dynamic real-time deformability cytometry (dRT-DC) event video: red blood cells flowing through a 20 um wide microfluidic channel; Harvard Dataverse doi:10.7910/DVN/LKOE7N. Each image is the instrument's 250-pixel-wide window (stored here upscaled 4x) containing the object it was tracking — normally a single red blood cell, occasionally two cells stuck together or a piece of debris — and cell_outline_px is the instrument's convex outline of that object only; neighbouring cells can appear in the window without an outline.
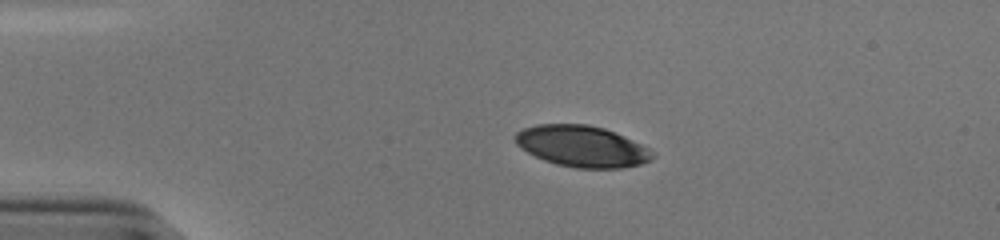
{"species": "human", "species_latin": "Homo sapiens", "temperature_condition": "cold", "stored_images_in_passage": 43, "camera_frame_rate_fps": 3000, "um_per_image_px": 0.085, "donor": {"sex": "male"}, "frame": {"image": 1, "passage_image": 1, "time_ms": 0.0, "image_size_px": [1000, 240], "cell_outline_px": [[656, 156], [652, 160], [640, 164], [620, 168], [576, 168], [556, 164], [544, 160], [520, 148], [512, 140], [512, 136], [516, 132], [524, 128], [536, 124], [588, 124], [604, 128], [624, 136], [648, 148]], "centroid_in_image_um": [49.43, 12.43], "position_along_channel_um": 35.6, "area_um2": 33.12}}
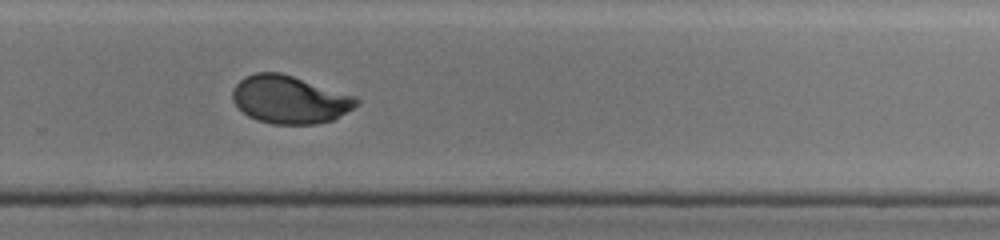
{"frame": {"image": 2, "passage_image": 26, "time_ms": 8.333, "image_size_px": [1000, 240], "cell_outline_px": [[360, 104], [332, 120], [316, 124], [272, 124], [256, 120], [248, 116], [232, 100], [232, 92], [236, 84], [244, 76], [256, 72], [280, 72], [356, 96], [360, 100]], "centroid_in_image_um": [24.62, 8.46], "position_along_channel_um": 305.2, "area_um2": 34.56}}
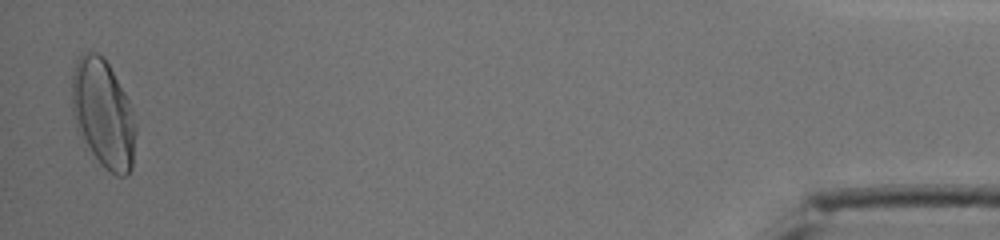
{"frame": {"image": 3, "passage_image": 42, "time_ms": 13.667, "image_size_px": [1000, 240], "cell_outline_px": [[136, 132], [132, 168], [128, 176], [116, 176], [104, 168], [84, 148], [76, 128], [72, 112], [72, 76], [76, 60], [84, 52], [96, 52], [104, 56], [124, 92], [132, 108], [136, 128]], "centroid_in_image_um": [8.76, 9.72], "position_along_channel_um": 426.4, "area_um2": 41.04}, "authors_computed_cell_mechanics": {"area_um2": 35.4314, "velocity_mm_per_s": 3.836, "shape_relaxation_time_tau1_ms": 4.5925, "shape_relaxation_time_tau2_ms": 0.8565, "deformation_change_tau1": 0.1801, "deformation_change_tau2": 0.0435}}